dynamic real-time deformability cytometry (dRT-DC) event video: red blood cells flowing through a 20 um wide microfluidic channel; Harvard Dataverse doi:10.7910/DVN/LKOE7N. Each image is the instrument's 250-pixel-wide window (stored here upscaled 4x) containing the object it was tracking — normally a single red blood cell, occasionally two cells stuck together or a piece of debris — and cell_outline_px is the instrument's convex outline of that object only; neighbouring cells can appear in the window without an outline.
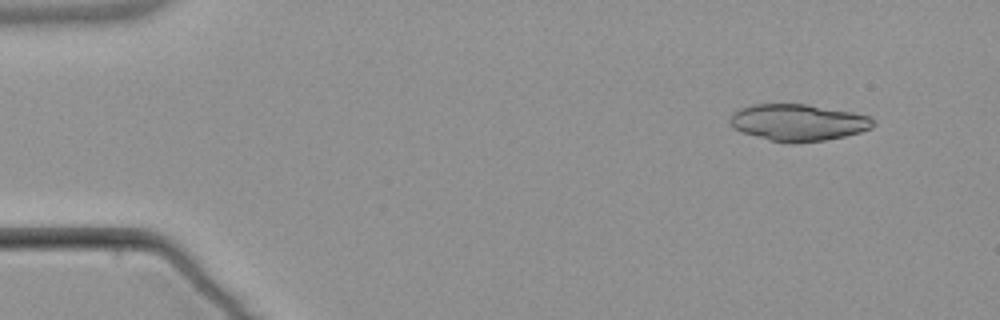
{"species": "common noctule bat (a hibernating species)", "species_latin": "Nyctalus noctula", "temperature_condition": "warm", "stored_images_in_passage": 5, "camera_frame_rate_fps": 3000, "um_per_image_px": 0.085, "animal": {"sex": "male", "body_mass_g": 21.5, "forearm_length_mm": 52.0}, "frame": {"image": 1, "passage_image": 2, "time_ms": 1.333, "image_size_px": [1000, 320], "cell_outline_px": [[876, 124], [872, 128], [860, 132], [844, 136], [824, 140], [772, 140], [744, 132], [732, 128], [728, 120], [732, 112], [740, 108], [752, 104], [808, 104], [852, 112], [872, 116]], "centroid_in_image_um": [67.86, 10.36], "position_along_channel_um": 17.1, "area_um2": 30.06}}